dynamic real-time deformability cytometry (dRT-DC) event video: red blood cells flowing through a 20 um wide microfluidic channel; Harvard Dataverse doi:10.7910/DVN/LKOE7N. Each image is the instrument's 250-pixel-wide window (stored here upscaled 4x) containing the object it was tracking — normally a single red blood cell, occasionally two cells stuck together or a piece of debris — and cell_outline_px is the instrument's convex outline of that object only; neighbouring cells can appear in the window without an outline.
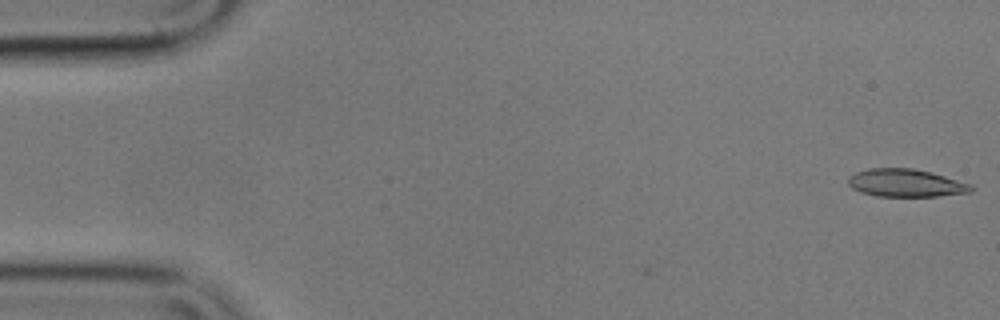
{"species": "common noctule bat (a hibernating species)", "species_latin": "Nyctalus noctula", "temperature_condition": "cold", "stored_images_in_passage": 4, "camera_frame_rate_fps": 3000, "um_per_image_px": 0.085, "animal": {"sex": "male", "body_mass_g": 17.9}, "frame": {"image": 1, "passage_image": 1, "time_ms": 0.0, "image_size_px": [1000, 320], "cell_outline_px": [[976, 188], [972, 192], [936, 196], [876, 196], [860, 192], [852, 188], [848, 184], [848, 176], [856, 172], [868, 168], [912, 168], [932, 172], [972, 184]], "centroid_in_image_um": [77.01, 15.55], "position_along_channel_um": 8.0, "area_um2": 20.11}}